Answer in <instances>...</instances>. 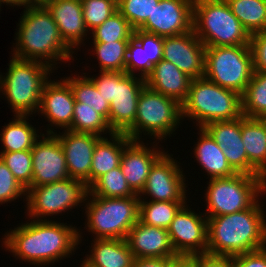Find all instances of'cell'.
Wrapping results in <instances>:
<instances>
[{"label": "cell", "instance_id": "38", "mask_svg": "<svg viewBox=\"0 0 266 267\" xmlns=\"http://www.w3.org/2000/svg\"><path fill=\"white\" fill-rule=\"evenodd\" d=\"M160 0H120L118 11L128 20L131 27L139 29L151 17L155 5Z\"/></svg>", "mask_w": 266, "mask_h": 267}, {"label": "cell", "instance_id": "9", "mask_svg": "<svg viewBox=\"0 0 266 267\" xmlns=\"http://www.w3.org/2000/svg\"><path fill=\"white\" fill-rule=\"evenodd\" d=\"M204 193L205 216L215 217L249 209L262 195H266V179L236 173L228 178L208 179ZM261 197V198H260Z\"/></svg>", "mask_w": 266, "mask_h": 267}, {"label": "cell", "instance_id": "50", "mask_svg": "<svg viewBox=\"0 0 266 267\" xmlns=\"http://www.w3.org/2000/svg\"><path fill=\"white\" fill-rule=\"evenodd\" d=\"M2 4H6L7 6L9 7H14L17 6V7H22L23 8H27V7H30V6H35V5H38L40 4V2L38 0H0V8L1 6H3Z\"/></svg>", "mask_w": 266, "mask_h": 267}, {"label": "cell", "instance_id": "8", "mask_svg": "<svg viewBox=\"0 0 266 267\" xmlns=\"http://www.w3.org/2000/svg\"><path fill=\"white\" fill-rule=\"evenodd\" d=\"M139 201V197L105 198L89 193L83 208L84 229L93 239H126L139 220Z\"/></svg>", "mask_w": 266, "mask_h": 267}, {"label": "cell", "instance_id": "18", "mask_svg": "<svg viewBox=\"0 0 266 267\" xmlns=\"http://www.w3.org/2000/svg\"><path fill=\"white\" fill-rule=\"evenodd\" d=\"M206 47L194 30L164 37L162 59L173 63L192 79L204 77Z\"/></svg>", "mask_w": 266, "mask_h": 267}, {"label": "cell", "instance_id": "21", "mask_svg": "<svg viewBox=\"0 0 266 267\" xmlns=\"http://www.w3.org/2000/svg\"><path fill=\"white\" fill-rule=\"evenodd\" d=\"M42 4L51 13L63 41L73 51L86 46L84 41L87 37L90 39L87 36L90 32L84 22L81 0H44Z\"/></svg>", "mask_w": 266, "mask_h": 267}, {"label": "cell", "instance_id": "35", "mask_svg": "<svg viewBox=\"0 0 266 267\" xmlns=\"http://www.w3.org/2000/svg\"><path fill=\"white\" fill-rule=\"evenodd\" d=\"M133 31L134 29L128 20L117 11L101 25L90 31L89 36L91 35V43L129 41L133 37Z\"/></svg>", "mask_w": 266, "mask_h": 267}, {"label": "cell", "instance_id": "44", "mask_svg": "<svg viewBox=\"0 0 266 267\" xmlns=\"http://www.w3.org/2000/svg\"><path fill=\"white\" fill-rule=\"evenodd\" d=\"M133 37L141 44L146 45L147 60L153 65L157 64L163 56L164 38L141 29L133 31Z\"/></svg>", "mask_w": 266, "mask_h": 267}, {"label": "cell", "instance_id": "37", "mask_svg": "<svg viewBox=\"0 0 266 267\" xmlns=\"http://www.w3.org/2000/svg\"><path fill=\"white\" fill-rule=\"evenodd\" d=\"M0 158L13 173L15 179L27 190L32 182L31 150L0 152Z\"/></svg>", "mask_w": 266, "mask_h": 267}, {"label": "cell", "instance_id": "34", "mask_svg": "<svg viewBox=\"0 0 266 267\" xmlns=\"http://www.w3.org/2000/svg\"><path fill=\"white\" fill-rule=\"evenodd\" d=\"M89 193L105 198L139 197L128 186L120 166L100 176L89 187Z\"/></svg>", "mask_w": 266, "mask_h": 267}, {"label": "cell", "instance_id": "11", "mask_svg": "<svg viewBox=\"0 0 266 267\" xmlns=\"http://www.w3.org/2000/svg\"><path fill=\"white\" fill-rule=\"evenodd\" d=\"M254 74L250 45L206 47L204 77L242 95Z\"/></svg>", "mask_w": 266, "mask_h": 267}, {"label": "cell", "instance_id": "32", "mask_svg": "<svg viewBox=\"0 0 266 267\" xmlns=\"http://www.w3.org/2000/svg\"><path fill=\"white\" fill-rule=\"evenodd\" d=\"M242 115L248 118L266 116V73L254 72L241 95Z\"/></svg>", "mask_w": 266, "mask_h": 267}, {"label": "cell", "instance_id": "7", "mask_svg": "<svg viewBox=\"0 0 266 267\" xmlns=\"http://www.w3.org/2000/svg\"><path fill=\"white\" fill-rule=\"evenodd\" d=\"M182 122V106L178 101L145 86L138 98L135 122L124 134L134 141H141L147 135L162 142L171 134L176 135Z\"/></svg>", "mask_w": 266, "mask_h": 267}, {"label": "cell", "instance_id": "45", "mask_svg": "<svg viewBox=\"0 0 266 267\" xmlns=\"http://www.w3.org/2000/svg\"><path fill=\"white\" fill-rule=\"evenodd\" d=\"M83 74H87L86 76L94 83L106 102L111 103L114 100L117 72L99 71L98 75L95 74L93 76L87 72Z\"/></svg>", "mask_w": 266, "mask_h": 267}, {"label": "cell", "instance_id": "5", "mask_svg": "<svg viewBox=\"0 0 266 267\" xmlns=\"http://www.w3.org/2000/svg\"><path fill=\"white\" fill-rule=\"evenodd\" d=\"M181 106L183 120H194L196 129L211 122L234 120L242 116L241 95L205 77L191 80L187 98Z\"/></svg>", "mask_w": 266, "mask_h": 267}, {"label": "cell", "instance_id": "49", "mask_svg": "<svg viewBox=\"0 0 266 267\" xmlns=\"http://www.w3.org/2000/svg\"><path fill=\"white\" fill-rule=\"evenodd\" d=\"M181 258H142L134 259L132 267H170Z\"/></svg>", "mask_w": 266, "mask_h": 267}, {"label": "cell", "instance_id": "52", "mask_svg": "<svg viewBox=\"0 0 266 267\" xmlns=\"http://www.w3.org/2000/svg\"><path fill=\"white\" fill-rule=\"evenodd\" d=\"M79 267H92L89 264H87L84 260L82 261L81 265Z\"/></svg>", "mask_w": 266, "mask_h": 267}, {"label": "cell", "instance_id": "17", "mask_svg": "<svg viewBox=\"0 0 266 267\" xmlns=\"http://www.w3.org/2000/svg\"><path fill=\"white\" fill-rule=\"evenodd\" d=\"M145 86V79L117 72L114 100L109 111V126L114 133H125L134 124L138 98Z\"/></svg>", "mask_w": 266, "mask_h": 267}, {"label": "cell", "instance_id": "6", "mask_svg": "<svg viewBox=\"0 0 266 267\" xmlns=\"http://www.w3.org/2000/svg\"><path fill=\"white\" fill-rule=\"evenodd\" d=\"M193 30L205 47L250 45L251 35L225 0H194Z\"/></svg>", "mask_w": 266, "mask_h": 267}, {"label": "cell", "instance_id": "23", "mask_svg": "<svg viewBox=\"0 0 266 267\" xmlns=\"http://www.w3.org/2000/svg\"><path fill=\"white\" fill-rule=\"evenodd\" d=\"M192 78L173 63L161 59L145 79V85L182 104L188 95Z\"/></svg>", "mask_w": 266, "mask_h": 267}, {"label": "cell", "instance_id": "30", "mask_svg": "<svg viewBox=\"0 0 266 267\" xmlns=\"http://www.w3.org/2000/svg\"><path fill=\"white\" fill-rule=\"evenodd\" d=\"M250 35L266 30V0H225Z\"/></svg>", "mask_w": 266, "mask_h": 267}, {"label": "cell", "instance_id": "28", "mask_svg": "<svg viewBox=\"0 0 266 267\" xmlns=\"http://www.w3.org/2000/svg\"><path fill=\"white\" fill-rule=\"evenodd\" d=\"M31 115H14V119L3 126L0 132V152H15L31 150L35 141L41 136L42 131L29 123ZM40 135H39V134Z\"/></svg>", "mask_w": 266, "mask_h": 267}, {"label": "cell", "instance_id": "46", "mask_svg": "<svg viewBox=\"0 0 266 267\" xmlns=\"http://www.w3.org/2000/svg\"><path fill=\"white\" fill-rule=\"evenodd\" d=\"M254 72L266 73V30L251 35Z\"/></svg>", "mask_w": 266, "mask_h": 267}, {"label": "cell", "instance_id": "13", "mask_svg": "<svg viewBox=\"0 0 266 267\" xmlns=\"http://www.w3.org/2000/svg\"><path fill=\"white\" fill-rule=\"evenodd\" d=\"M187 203L167 229L172 247L181 259L207 253V217L200 211L199 214L195 212Z\"/></svg>", "mask_w": 266, "mask_h": 267}, {"label": "cell", "instance_id": "47", "mask_svg": "<svg viewBox=\"0 0 266 267\" xmlns=\"http://www.w3.org/2000/svg\"><path fill=\"white\" fill-rule=\"evenodd\" d=\"M190 267H233V257L197 254L184 258Z\"/></svg>", "mask_w": 266, "mask_h": 267}, {"label": "cell", "instance_id": "24", "mask_svg": "<svg viewBox=\"0 0 266 267\" xmlns=\"http://www.w3.org/2000/svg\"><path fill=\"white\" fill-rule=\"evenodd\" d=\"M93 241V242H92ZM84 261L92 267H132L134 256L126 239H92ZM90 253V254H89Z\"/></svg>", "mask_w": 266, "mask_h": 267}, {"label": "cell", "instance_id": "15", "mask_svg": "<svg viewBox=\"0 0 266 267\" xmlns=\"http://www.w3.org/2000/svg\"><path fill=\"white\" fill-rule=\"evenodd\" d=\"M75 98L69 83L64 79H49L44 85L37 115L44 116L47 124L46 134H55V128L68 130L72 125ZM41 114V115H40ZM50 125V126H49ZM50 127V128H49ZM55 127V128H52Z\"/></svg>", "mask_w": 266, "mask_h": 267}, {"label": "cell", "instance_id": "1", "mask_svg": "<svg viewBox=\"0 0 266 267\" xmlns=\"http://www.w3.org/2000/svg\"><path fill=\"white\" fill-rule=\"evenodd\" d=\"M9 230L1 238L4 250L22 263L24 261L35 267L53 265L70 255L73 257L79 250L84 233L80 226L77 228L54 219H29Z\"/></svg>", "mask_w": 266, "mask_h": 267}, {"label": "cell", "instance_id": "41", "mask_svg": "<svg viewBox=\"0 0 266 267\" xmlns=\"http://www.w3.org/2000/svg\"><path fill=\"white\" fill-rule=\"evenodd\" d=\"M203 129L218 144L241 143V117L234 120L211 122Z\"/></svg>", "mask_w": 266, "mask_h": 267}, {"label": "cell", "instance_id": "20", "mask_svg": "<svg viewBox=\"0 0 266 267\" xmlns=\"http://www.w3.org/2000/svg\"><path fill=\"white\" fill-rule=\"evenodd\" d=\"M55 135L65 154L70 178L85 182L90 187V169L96 143L102 138L93 133L59 131Z\"/></svg>", "mask_w": 266, "mask_h": 267}, {"label": "cell", "instance_id": "3", "mask_svg": "<svg viewBox=\"0 0 266 267\" xmlns=\"http://www.w3.org/2000/svg\"><path fill=\"white\" fill-rule=\"evenodd\" d=\"M258 199L249 209L207 218V254L234 257L266 247V213Z\"/></svg>", "mask_w": 266, "mask_h": 267}, {"label": "cell", "instance_id": "48", "mask_svg": "<svg viewBox=\"0 0 266 267\" xmlns=\"http://www.w3.org/2000/svg\"><path fill=\"white\" fill-rule=\"evenodd\" d=\"M233 267H266V247L234 256Z\"/></svg>", "mask_w": 266, "mask_h": 267}, {"label": "cell", "instance_id": "12", "mask_svg": "<svg viewBox=\"0 0 266 267\" xmlns=\"http://www.w3.org/2000/svg\"><path fill=\"white\" fill-rule=\"evenodd\" d=\"M180 163L166 151L153 164L139 199L146 200L150 196L152 201H187L188 180Z\"/></svg>", "mask_w": 266, "mask_h": 267}, {"label": "cell", "instance_id": "31", "mask_svg": "<svg viewBox=\"0 0 266 267\" xmlns=\"http://www.w3.org/2000/svg\"><path fill=\"white\" fill-rule=\"evenodd\" d=\"M187 201H139V220L149 226L168 229L176 213Z\"/></svg>", "mask_w": 266, "mask_h": 267}, {"label": "cell", "instance_id": "43", "mask_svg": "<svg viewBox=\"0 0 266 267\" xmlns=\"http://www.w3.org/2000/svg\"><path fill=\"white\" fill-rule=\"evenodd\" d=\"M26 198V189L15 179L13 173L0 158V204Z\"/></svg>", "mask_w": 266, "mask_h": 267}, {"label": "cell", "instance_id": "26", "mask_svg": "<svg viewBox=\"0 0 266 267\" xmlns=\"http://www.w3.org/2000/svg\"><path fill=\"white\" fill-rule=\"evenodd\" d=\"M131 141L124 133H114L96 143L90 169V186L100 176L120 166L123 150Z\"/></svg>", "mask_w": 266, "mask_h": 267}, {"label": "cell", "instance_id": "36", "mask_svg": "<svg viewBox=\"0 0 266 267\" xmlns=\"http://www.w3.org/2000/svg\"><path fill=\"white\" fill-rule=\"evenodd\" d=\"M68 130L93 133L101 137H107V133L108 136L114 134L102 115L89 106H81V102H75L72 125Z\"/></svg>", "mask_w": 266, "mask_h": 267}, {"label": "cell", "instance_id": "40", "mask_svg": "<svg viewBox=\"0 0 266 267\" xmlns=\"http://www.w3.org/2000/svg\"><path fill=\"white\" fill-rule=\"evenodd\" d=\"M153 64L147 60L146 45H141L134 37L127 45L125 72L146 79ZM137 73V74H136Z\"/></svg>", "mask_w": 266, "mask_h": 267}, {"label": "cell", "instance_id": "16", "mask_svg": "<svg viewBox=\"0 0 266 267\" xmlns=\"http://www.w3.org/2000/svg\"><path fill=\"white\" fill-rule=\"evenodd\" d=\"M193 1L160 0L139 29L163 38L193 30Z\"/></svg>", "mask_w": 266, "mask_h": 267}, {"label": "cell", "instance_id": "22", "mask_svg": "<svg viewBox=\"0 0 266 267\" xmlns=\"http://www.w3.org/2000/svg\"><path fill=\"white\" fill-rule=\"evenodd\" d=\"M126 240L135 259L180 258L165 228L149 226L138 220L129 230Z\"/></svg>", "mask_w": 266, "mask_h": 267}, {"label": "cell", "instance_id": "29", "mask_svg": "<svg viewBox=\"0 0 266 267\" xmlns=\"http://www.w3.org/2000/svg\"><path fill=\"white\" fill-rule=\"evenodd\" d=\"M71 76L64 77V79L69 83L73 91L75 102H81V106L91 107L102 115L109 124L110 103L104 100L103 96L100 95L96 86L86 74L81 73L80 75V72H78L77 74H71Z\"/></svg>", "mask_w": 266, "mask_h": 267}, {"label": "cell", "instance_id": "39", "mask_svg": "<svg viewBox=\"0 0 266 267\" xmlns=\"http://www.w3.org/2000/svg\"><path fill=\"white\" fill-rule=\"evenodd\" d=\"M82 13L87 30L90 32L118 11L113 0H81Z\"/></svg>", "mask_w": 266, "mask_h": 267}, {"label": "cell", "instance_id": "53", "mask_svg": "<svg viewBox=\"0 0 266 267\" xmlns=\"http://www.w3.org/2000/svg\"><path fill=\"white\" fill-rule=\"evenodd\" d=\"M261 119H262V120L264 121V123L266 124V116H263Z\"/></svg>", "mask_w": 266, "mask_h": 267}, {"label": "cell", "instance_id": "10", "mask_svg": "<svg viewBox=\"0 0 266 267\" xmlns=\"http://www.w3.org/2000/svg\"><path fill=\"white\" fill-rule=\"evenodd\" d=\"M88 194V185L72 178L41 186H31L26 190V200H23L27 208L25 214L29 216L27 219L52 220L65 212L67 214L68 211L73 212V208L85 206Z\"/></svg>", "mask_w": 266, "mask_h": 267}, {"label": "cell", "instance_id": "25", "mask_svg": "<svg viewBox=\"0 0 266 267\" xmlns=\"http://www.w3.org/2000/svg\"><path fill=\"white\" fill-rule=\"evenodd\" d=\"M197 130L199 136H197L198 141L194 142L193 158L195 156L197 164L199 163L202 170H205L203 172H207V179L234 176L236 172L228 164L218 143L203 128Z\"/></svg>", "mask_w": 266, "mask_h": 267}, {"label": "cell", "instance_id": "27", "mask_svg": "<svg viewBox=\"0 0 266 267\" xmlns=\"http://www.w3.org/2000/svg\"><path fill=\"white\" fill-rule=\"evenodd\" d=\"M241 135L249 163L266 179V124L242 115Z\"/></svg>", "mask_w": 266, "mask_h": 267}, {"label": "cell", "instance_id": "4", "mask_svg": "<svg viewBox=\"0 0 266 267\" xmlns=\"http://www.w3.org/2000/svg\"><path fill=\"white\" fill-rule=\"evenodd\" d=\"M7 72H0V93L14 115H32L40 106L44 85L54 73L45 63L10 56Z\"/></svg>", "mask_w": 266, "mask_h": 267}, {"label": "cell", "instance_id": "2", "mask_svg": "<svg viewBox=\"0 0 266 267\" xmlns=\"http://www.w3.org/2000/svg\"><path fill=\"white\" fill-rule=\"evenodd\" d=\"M20 15L12 56L45 63L53 70H58L59 63L74 61L75 51L63 41L51 13L42 3L24 8Z\"/></svg>", "mask_w": 266, "mask_h": 267}, {"label": "cell", "instance_id": "51", "mask_svg": "<svg viewBox=\"0 0 266 267\" xmlns=\"http://www.w3.org/2000/svg\"><path fill=\"white\" fill-rule=\"evenodd\" d=\"M170 267H190L185 259L175 261Z\"/></svg>", "mask_w": 266, "mask_h": 267}, {"label": "cell", "instance_id": "42", "mask_svg": "<svg viewBox=\"0 0 266 267\" xmlns=\"http://www.w3.org/2000/svg\"><path fill=\"white\" fill-rule=\"evenodd\" d=\"M226 156L228 164L236 173L248 174L251 176H262L248 161L247 153L243 144H218Z\"/></svg>", "mask_w": 266, "mask_h": 267}, {"label": "cell", "instance_id": "33", "mask_svg": "<svg viewBox=\"0 0 266 267\" xmlns=\"http://www.w3.org/2000/svg\"><path fill=\"white\" fill-rule=\"evenodd\" d=\"M129 41L92 43V55L98 61L99 71L125 72L127 45Z\"/></svg>", "mask_w": 266, "mask_h": 267}, {"label": "cell", "instance_id": "14", "mask_svg": "<svg viewBox=\"0 0 266 267\" xmlns=\"http://www.w3.org/2000/svg\"><path fill=\"white\" fill-rule=\"evenodd\" d=\"M31 153V186L51 184L70 178L64 151L55 134L43 132L35 141Z\"/></svg>", "mask_w": 266, "mask_h": 267}, {"label": "cell", "instance_id": "19", "mask_svg": "<svg viewBox=\"0 0 266 267\" xmlns=\"http://www.w3.org/2000/svg\"><path fill=\"white\" fill-rule=\"evenodd\" d=\"M151 143L132 140L124 148L121 157L120 167L126 182L137 195L144 189L153 164L166 152L159 142Z\"/></svg>", "mask_w": 266, "mask_h": 267}]
</instances>
